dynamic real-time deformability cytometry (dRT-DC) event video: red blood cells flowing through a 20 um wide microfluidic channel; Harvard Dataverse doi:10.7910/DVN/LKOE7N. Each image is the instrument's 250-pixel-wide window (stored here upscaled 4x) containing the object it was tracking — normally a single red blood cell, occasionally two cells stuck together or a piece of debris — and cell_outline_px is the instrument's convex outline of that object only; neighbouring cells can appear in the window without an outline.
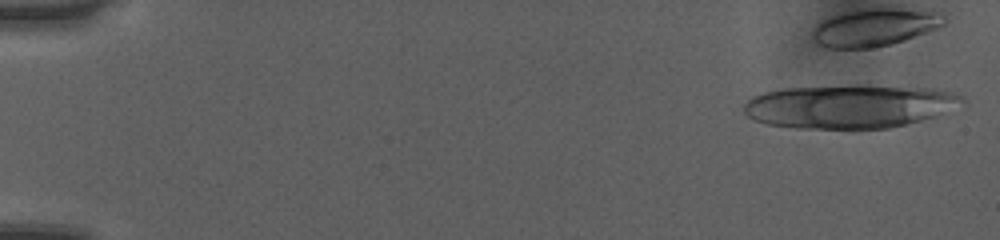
{"species": "human", "species_latin": "Homo sapiens", "temperature_condition": "room temperature", "stored_images_in_passage": 8, "camera_frame_rate_fps": 3000, "um_per_image_px": 0.085, "donor": {"sex": "female"}, "frame": {"image": 1, "passage_image": 1, "time_ms": 0.0, "image_size_px": [1000, 240], "cell_outline_px": [[964, 100], [932, 116], [920, 120], [888, 128], [800, 128], [768, 124], [756, 120], [748, 116], [744, 112], [744, 104], [752, 96], [768, 92], [788, 88], [852, 84], [860, 84], [920, 88], [944, 92], [960, 96]], "centroid_in_image_um": [72.06, 9.03], "position_along_channel_um": 12.9, "area_um2": 54.22}}